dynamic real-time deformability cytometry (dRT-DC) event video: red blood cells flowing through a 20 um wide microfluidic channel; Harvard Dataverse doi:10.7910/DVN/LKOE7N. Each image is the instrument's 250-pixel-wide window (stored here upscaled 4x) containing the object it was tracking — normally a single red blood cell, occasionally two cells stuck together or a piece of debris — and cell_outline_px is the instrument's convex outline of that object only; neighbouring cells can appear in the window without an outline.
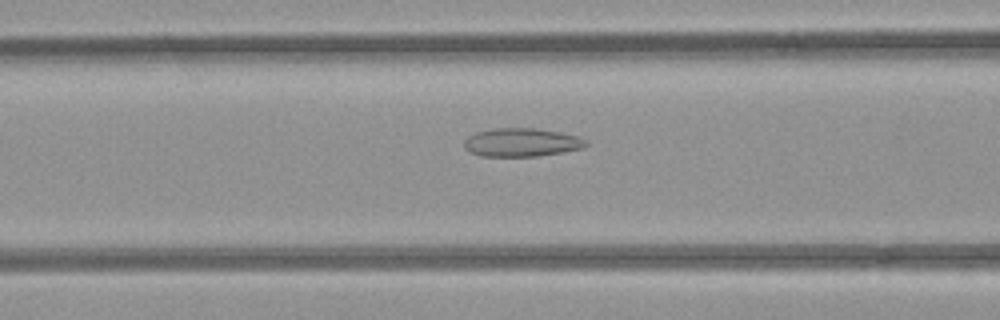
{"species": "common noctule bat (a hibernating species)", "species_latin": "Nyctalus noctula", "temperature_condition": "room temperature", "stored_images_in_passage": 39, "camera_frame_rate_fps": 3000, "um_per_image_px": 0.085, "animal": {"sex": "female", "body_mass_g": 21.9}, "frame": {"image": 1, "passage_image": 10, "time_ms": 3.0, "image_size_px": [1000, 320], "cell_outline_px": [[588, 144], [584, 148], [536, 156], [480, 156], [468, 152], [464, 148], [464, 140], [468, 136], [476, 132], [492, 128], [536, 128], [560, 132], [580, 136], [588, 140]], "centroid_in_image_um": [44.33, 12.09], "position_along_channel_um": 122.3, "area_um2": 20.4}}
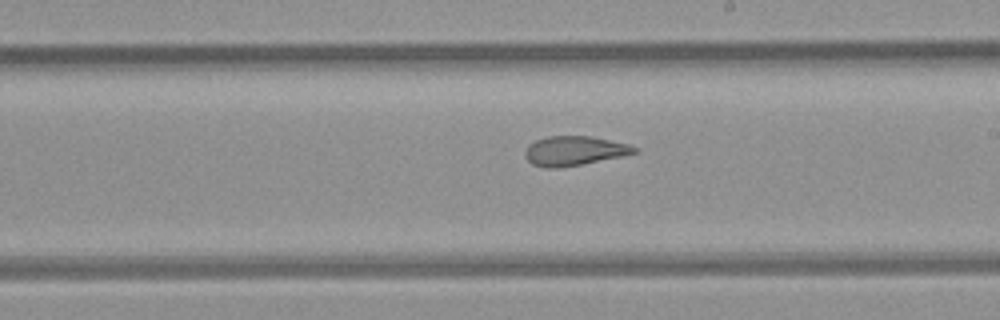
{"frame": {"image": 2, "passage_image": 19, "time_ms": 6.0, "image_size_px": [1000, 320], "cell_outline_px": [[640, 148], [636, 152], [624, 156], [580, 164], [556, 168], [544, 168], [532, 164], [524, 156], [524, 152], [528, 144], [536, 140], [548, 136], [592, 136], [628, 144]], "centroid_in_image_um": [48.8, 12.81], "position_along_channel_um": 240.2, "area_um2": 18.79}}
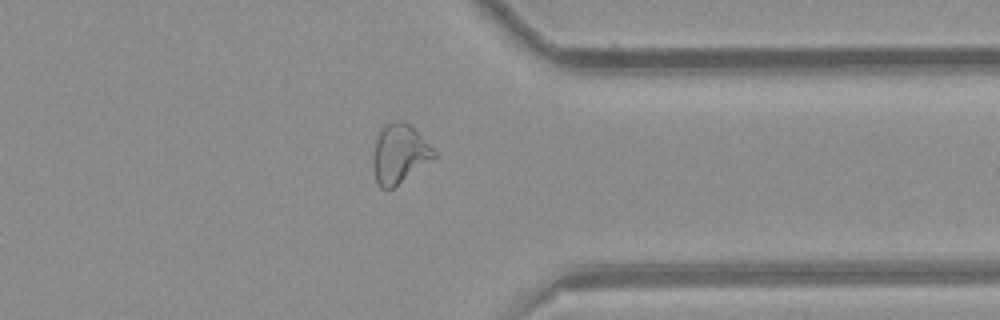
{"frame": {"image": 3, "passage_image": 30, "time_ms": 9.667, "image_size_px": [1000, 320], "cell_outline_px": [[436, 156], [432, 160], [392, 188], [380, 188], [376, 180], [372, 164], [372, 156], [376, 140], [380, 128], [384, 124], [392, 120], [404, 120], [436, 152]], "centroid_in_image_um": [33.9, 13.05], "position_along_channel_um": 377.5, "area_um2": 20.75}}